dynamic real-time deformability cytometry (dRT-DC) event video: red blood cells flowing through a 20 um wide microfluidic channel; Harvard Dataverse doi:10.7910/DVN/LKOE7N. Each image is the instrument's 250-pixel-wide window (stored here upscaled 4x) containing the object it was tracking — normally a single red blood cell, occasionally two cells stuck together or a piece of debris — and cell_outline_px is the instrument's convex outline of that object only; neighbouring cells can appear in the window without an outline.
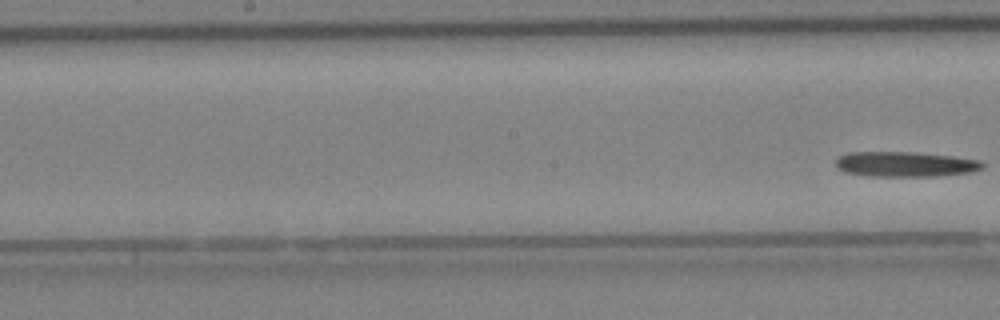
{"species": "Egyptian fruit bat (a non-hibernating species)", "species_latin": "Rousettus aegyptiacus", "temperature_condition": "cold", "stored_images_in_passage": 7, "camera_frame_rate_fps": 3000, "um_per_image_px": 0.085, "animal": {"sex": "female"}, "frame": {"image": 1, "passage_image": 7, "time_ms": 7.667, "image_size_px": [1000, 320], "cell_outline_px": [[984, 168], [968, 172], [936, 176], [868, 176], [844, 172], [836, 168], [836, 160], [840, 156], [848, 152], [908, 152], [952, 156], [980, 160], [984, 164]], "centroid_in_image_um": [76.91, 13.96], "position_along_channel_um": 171.3, "area_um2": 21.39}}